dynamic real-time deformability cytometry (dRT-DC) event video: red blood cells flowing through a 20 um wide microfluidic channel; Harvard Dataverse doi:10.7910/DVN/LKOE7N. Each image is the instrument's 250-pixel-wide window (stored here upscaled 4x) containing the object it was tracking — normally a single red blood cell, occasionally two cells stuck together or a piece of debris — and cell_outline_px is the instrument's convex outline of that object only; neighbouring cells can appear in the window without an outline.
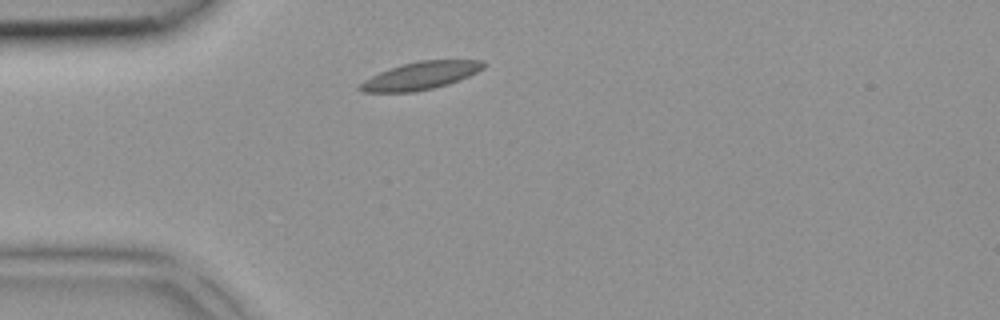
{"species": "common noctule bat (a hibernating species)", "species_latin": "Nyctalus noctula", "temperature_condition": "room temperature", "stored_images_in_passage": 1, "camera_frame_rate_fps": 3000, "um_per_image_px": 0.085, "animal": {"sex": "female", "body_mass_g": 18.4}, "frame": {"image": 1, "passage_image": 1, "time_ms": 0.0, "image_size_px": [1000, 320], "cell_outline_px": [[484, 68], [468, 76], [448, 84], [416, 92], [360, 92], [356, 88], [364, 80], [380, 72], [400, 64], [420, 60], [484, 60]], "centroid_in_image_um": [35.71, 6.43], "position_along_channel_um": 49.3, "area_um2": 19.88}}